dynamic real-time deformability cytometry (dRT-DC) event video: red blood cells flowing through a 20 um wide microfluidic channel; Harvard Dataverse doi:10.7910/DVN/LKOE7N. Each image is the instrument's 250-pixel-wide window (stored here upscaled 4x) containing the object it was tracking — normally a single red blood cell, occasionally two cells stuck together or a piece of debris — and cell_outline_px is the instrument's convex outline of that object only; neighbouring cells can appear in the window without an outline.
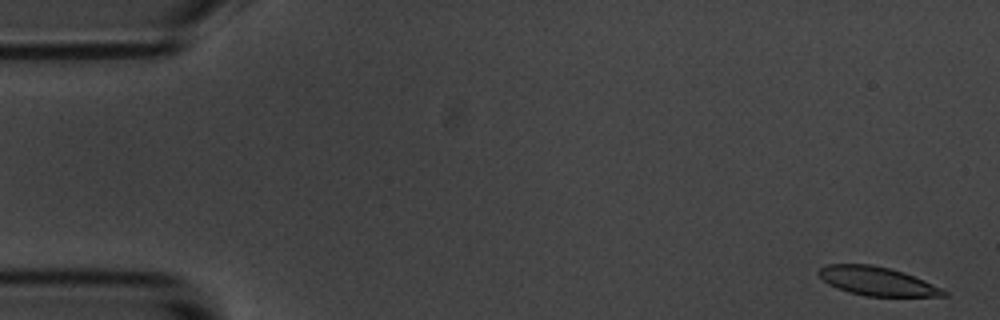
{"species": "common noctule bat (a hibernating species)", "species_latin": "Nyctalus noctula", "temperature_condition": "room temperature", "stored_images_in_passage": 11, "camera_frame_rate_fps": 3000, "um_per_image_px": 0.085, "animal": {"sex": "male", "body_mass_g": 20.1, "forearm_length_mm": 53.5}, "frame": {"image": 1, "passage_image": 1, "time_ms": 0.0, "image_size_px": [1000, 320], "cell_outline_px": [[948, 296], [864, 296], [848, 292], [836, 288], [828, 284], [820, 276], [820, 268], [828, 264], [872, 264], [904, 272], [944, 288], [948, 292]], "centroid_in_image_um": [74.6, 23.91], "position_along_channel_um": 10.4, "area_um2": 20.92}}
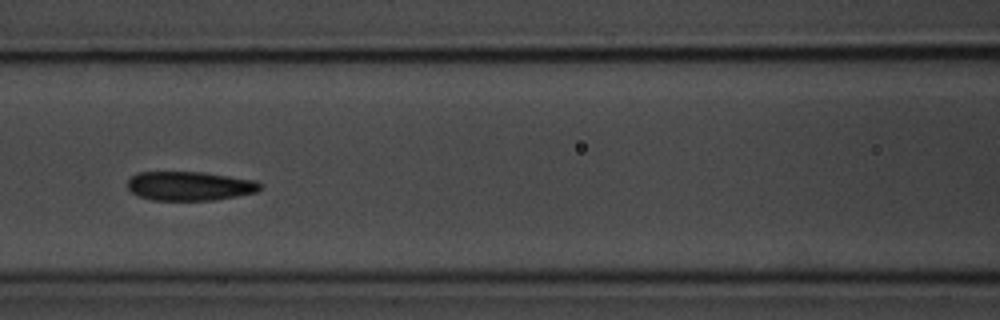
{"frame": {"image": 2, "passage_image": 7, "time_ms": 7.667, "image_size_px": [1000, 320], "cell_outline_px": [[260, 188], [256, 192], [236, 196], [212, 200], [152, 200], [140, 196], [132, 192], [128, 188], [128, 180], [136, 172], [200, 172], [256, 180], [260, 184]], "centroid_in_image_um": [16.1, 15.8], "position_along_channel_um": 150.5, "area_um2": 22.25}}
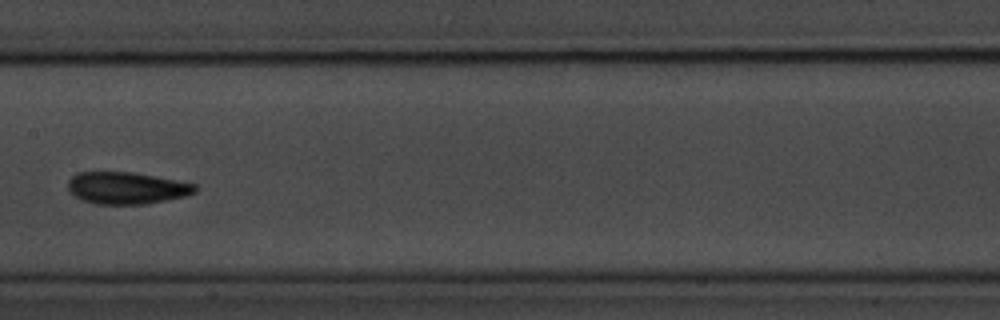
{"frame": {"image": 3, "passage_image": 8, "time_ms": 9.0, "image_size_px": [1000, 320], "cell_outline_px": [[196, 192], [184, 196], [144, 204], [96, 204], [80, 200], [68, 192], [68, 180], [76, 172], [132, 172], [176, 180], [196, 184]], "centroid_in_image_um": [10.7, 15.98], "position_along_channel_um": 196.7, "area_um2": 23.7}}